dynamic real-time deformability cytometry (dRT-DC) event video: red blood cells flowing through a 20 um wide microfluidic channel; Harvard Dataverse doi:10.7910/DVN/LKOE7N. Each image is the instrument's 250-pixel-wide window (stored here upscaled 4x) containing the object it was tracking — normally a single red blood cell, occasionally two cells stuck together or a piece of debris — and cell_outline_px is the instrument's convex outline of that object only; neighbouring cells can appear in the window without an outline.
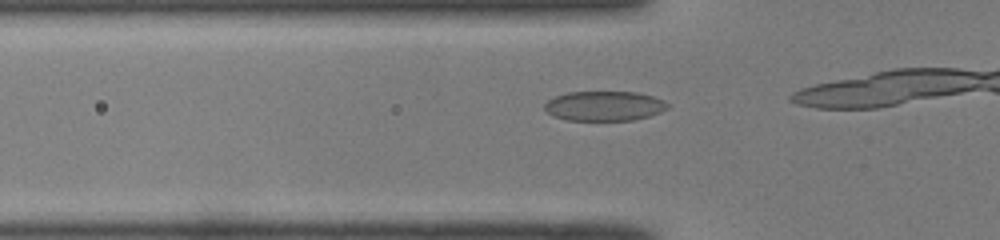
{"species": "common noctule bat (a hibernating species)", "species_latin": "Nyctalus noctula", "temperature_condition": "room temperature", "stored_images_in_passage": 15, "camera_frame_rate_fps": 3000, "um_per_image_px": 0.085, "animal": {"sex": "male", "body_mass_g": 19.0, "forearm_length_mm": 50.8}, "frame": {"image": 1, "passage_image": 11, "time_ms": 3.333, "image_size_px": [1000, 240], "cell_outline_px": [[668, 108], [660, 112], [648, 116], [632, 120], [568, 120], [556, 116], [548, 112], [544, 108], [544, 104], [548, 100], [556, 96], [568, 92], [636, 92], [652, 96], [664, 100], [668, 104]], "centroid_in_image_um": [51.38, 9.0], "position_along_channel_um": 74.4, "area_um2": 21.1}}